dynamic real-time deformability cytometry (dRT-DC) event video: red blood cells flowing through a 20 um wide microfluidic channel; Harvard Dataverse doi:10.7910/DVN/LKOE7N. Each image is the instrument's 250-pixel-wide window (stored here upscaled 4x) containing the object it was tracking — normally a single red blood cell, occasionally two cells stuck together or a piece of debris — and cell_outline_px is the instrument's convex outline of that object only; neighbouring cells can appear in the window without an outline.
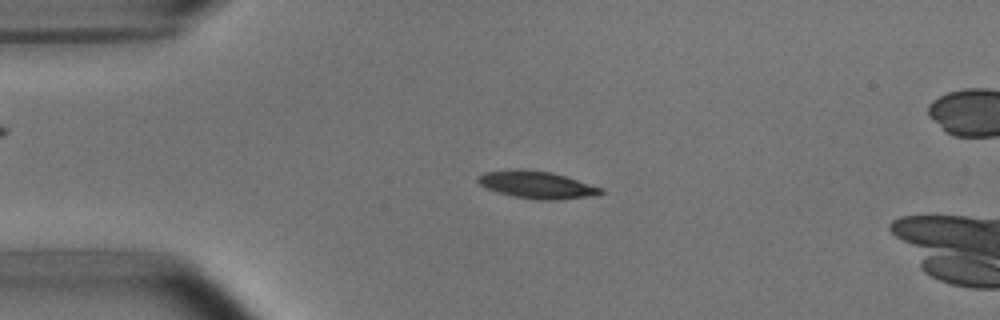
{"species": "common noctule bat (a hibernating species)", "species_latin": "Nyctalus noctula", "temperature_condition": "room temperature", "stored_images_in_passage": 51, "camera_frame_rate_fps": 3000, "um_per_image_px": 0.085, "animal": {"sex": "male", "body_mass_g": 15.6}, "frame": {"image": 1, "passage_image": 11, "time_ms": 3.333, "image_size_px": [1000, 320], "cell_outline_px": [[604, 192], [600, 196], [556, 200], [540, 200], [512, 196], [488, 188], [480, 184], [476, 180], [476, 176], [484, 172], [552, 172], [604, 188]], "centroid_in_image_um": [45.77, 15.77], "position_along_channel_um": 39.2, "area_um2": 18.84}}
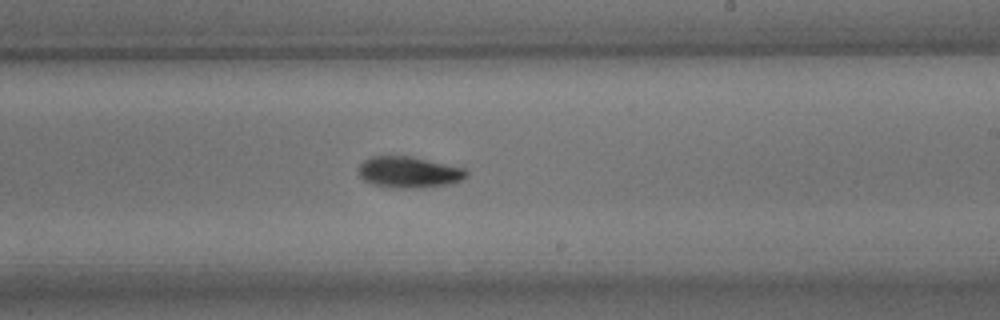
{"frame": {"image": 2, "passage_image": 30, "time_ms": 9.667, "image_size_px": [1000, 320], "cell_outline_px": [[468, 176], [464, 180], [452, 184], [420, 188], [400, 188], [372, 184], [364, 180], [360, 176], [360, 164], [364, 160], [372, 156], [412, 156], [464, 168], [468, 172]], "centroid_in_image_um": [34.82, 14.64], "position_along_channel_um": 254.2, "area_um2": 19.71}}
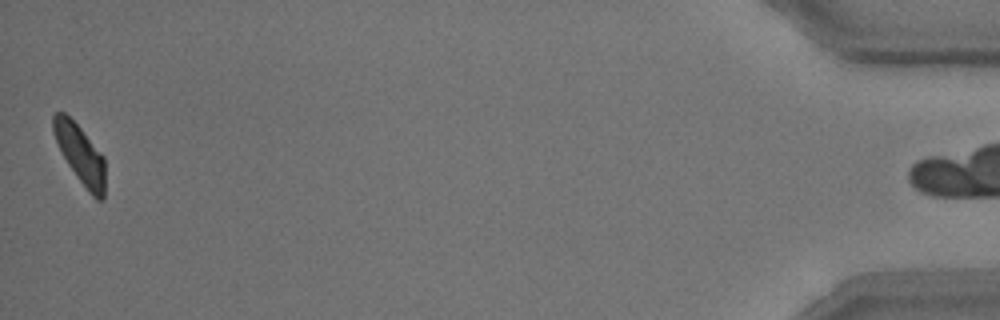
{"frame": {"image": 3, "passage_image": 51, "time_ms": 16.667, "image_size_px": [1000, 320], "cell_outline_px": [[104, 200], [96, 200], [88, 192], [76, 176], [68, 164], [56, 140], [52, 128], [52, 116], [56, 112], [64, 112], [80, 128], [104, 156]], "centroid_in_image_um": [6.83, 13.13], "position_along_channel_um": 428.4, "area_um2": 17.46}, "authors_computed_cell_mechanics": {"area_um2": 18.8428, "velocity_mm_per_s": 3.807, "shape_relaxation_time_tau1_ms": 2.7289, "shape_relaxation_time_tau2_ms": 4.1463, "deformation_change_tau1": 0.1339, "deformation_change_tau2": 0.0976}}